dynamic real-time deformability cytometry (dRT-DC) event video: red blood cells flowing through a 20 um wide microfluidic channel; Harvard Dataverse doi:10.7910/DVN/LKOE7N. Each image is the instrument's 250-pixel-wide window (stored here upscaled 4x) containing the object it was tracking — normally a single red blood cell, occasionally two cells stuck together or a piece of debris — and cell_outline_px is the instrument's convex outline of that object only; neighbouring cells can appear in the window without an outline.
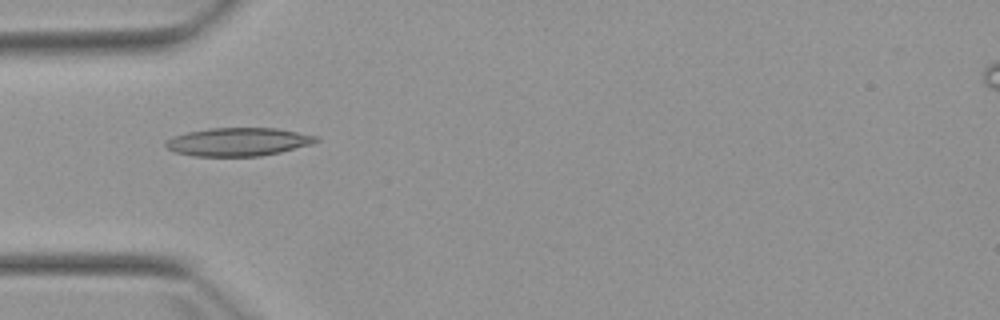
{"species": "Egyptian fruit bat (a non-hibernating species)", "species_latin": "Rousettus aegyptiacus", "temperature_condition": "warm", "stored_images_in_passage": 3, "camera_frame_rate_fps": 3000, "um_per_image_px": 0.085, "animal": {"sex": "female"}, "frame": {"image": 1, "passage_image": 3, "time_ms": 2.667, "image_size_px": [1000, 320], "cell_outline_px": [[320, 140], [312, 144], [280, 152], [260, 156], [192, 156], [172, 152], [164, 144], [164, 140], [172, 136], [188, 132], [208, 128], [276, 128], [320, 136]], "centroid_in_image_um": [20.23, 12.05], "position_along_channel_um": 64.8, "area_um2": 25.03}}